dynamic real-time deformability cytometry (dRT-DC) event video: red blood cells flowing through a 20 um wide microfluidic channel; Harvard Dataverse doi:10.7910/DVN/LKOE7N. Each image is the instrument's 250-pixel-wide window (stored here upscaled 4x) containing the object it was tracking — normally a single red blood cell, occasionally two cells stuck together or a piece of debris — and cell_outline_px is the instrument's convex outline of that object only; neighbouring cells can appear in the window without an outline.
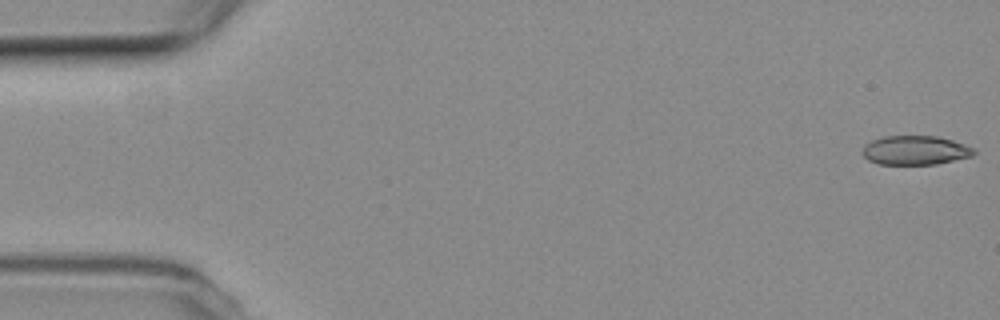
{"species": "common noctule bat (a hibernating species)", "species_latin": "Nyctalus noctula", "temperature_condition": "room temperature", "stored_images_in_passage": 54, "camera_frame_rate_fps": 3000, "um_per_image_px": 0.085, "animal": {"sex": "female", "body_mass_g": 19.3, "forearm_length_mm": 54.1}, "frame": {"image": 1, "passage_image": 1, "time_ms": 0.0, "image_size_px": [1000, 320], "cell_outline_px": [[976, 152], [972, 156], [936, 164], [880, 164], [868, 160], [860, 152], [864, 144], [872, 140], [884, 136], [936, 136], [952, 140], [976, 148]], "centroid_in_image_um": [77.78, 12.77], "position_along_channel_um": 7.2, "area_um2": 19.02}}
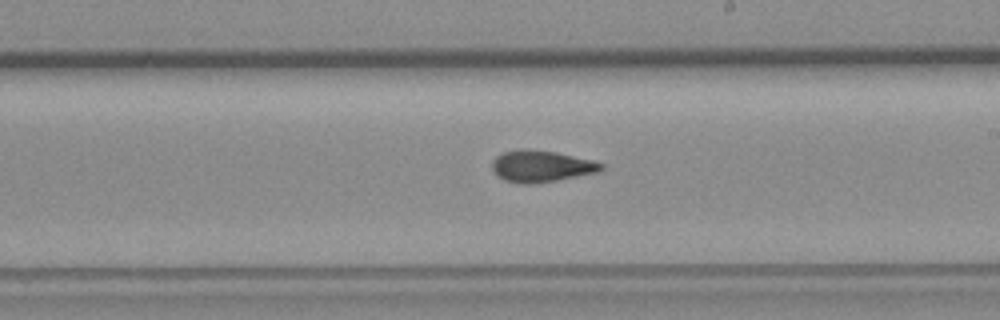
{"frame": {"image": 2, "passage_image": 31, "time_ms": 10.0, "image_size_px": [1000, 320], "cell_outline_px": [[604, 168], [600, 172], [556, 180], [532, 184], [520, 184], [504, 180], [492, 168], [492, 160], [496, 156], [504, 152], [524, 148], [556, 152], [592, 160], [604, 164]], "centroid_in_image_um": [46.02, 14.13], "position_along_channel_um": 243.0, "area_um2": 20.06}}
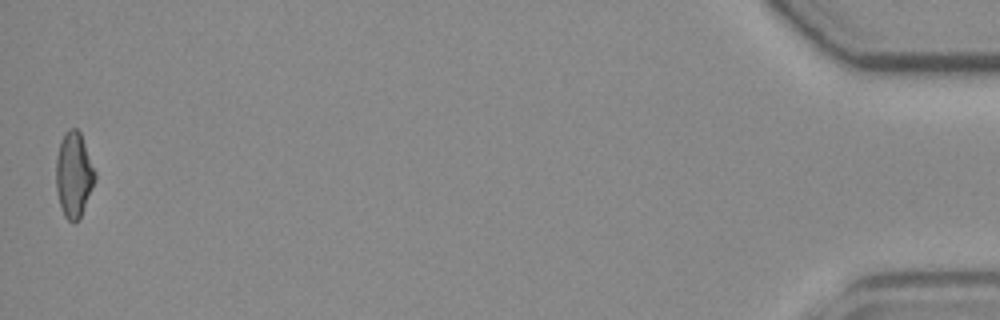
{"frame": {"image": 3, "passage_image": 54, "time_ms": 17.667, "image_size_px": [1000, 320], "cell_outline_px": [[96, 176], [80, 216], [76, 220], [68, 220], [64, 216], [60, 204], [56, 188], [56, 156], [64, 132], [68, 128], [76, 128], [80, 132], [96, 172]], "centroid_in_image_um": [6.26, 14.78], "position_along_channel_um": 428.9, "area_um2": 18.9}, "authors_computed_cell_mechanics": {"area_um2": 19.5364, "velocity_mm_per_s": 3.7621, "shape_relaxation_time_tau1_ms": null, "shape_relaxation_time_tau2_ms": 2.0965, "deformation_change_tau1": null, "deformation_change_tau2": 0.0837}}